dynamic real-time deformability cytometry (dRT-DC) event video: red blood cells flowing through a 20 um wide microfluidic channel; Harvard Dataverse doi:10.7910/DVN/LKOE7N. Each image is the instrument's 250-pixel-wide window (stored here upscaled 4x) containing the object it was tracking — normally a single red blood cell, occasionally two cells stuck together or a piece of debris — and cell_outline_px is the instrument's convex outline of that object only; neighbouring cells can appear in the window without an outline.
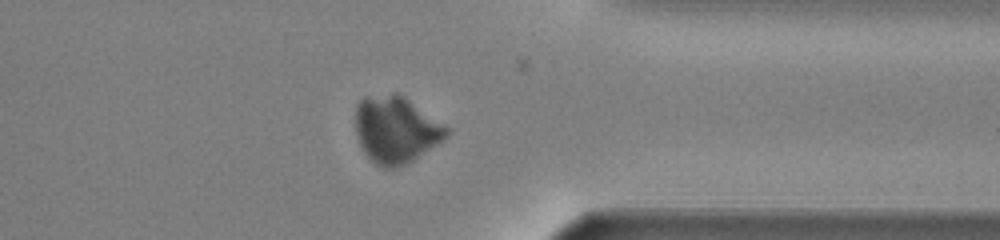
{"species": "common noctule bat (a hibernating species)", "species_latin": "Nyctalus noctula", "temperature_condition": "warm", "stored_images_in_passage": 41, "camera_frame_rate_fps": 3000, "um_per_image_px": 0.085, "animal": {"sex": "male", "body_mass_g": 13.0, "forearm_length_mm": 53.1}, "frame": {"image": 1, "passage_image": 30, "time_ms": 9.667, "image_size_px": [1000, 240], "cell_outline_px": [[448, 136], [444, 140], [408, 164], [396, 168], [384, 168], [376, 164], [364, 152], [360, 144], [356, 132], [356, 104], [364, 96], [396, 92], [404, 96], [448, 128]], "centroid_in_image_um": [33.64, 11.02], "position_along_channel_um": 377.8, "area_um2": 35.49}}
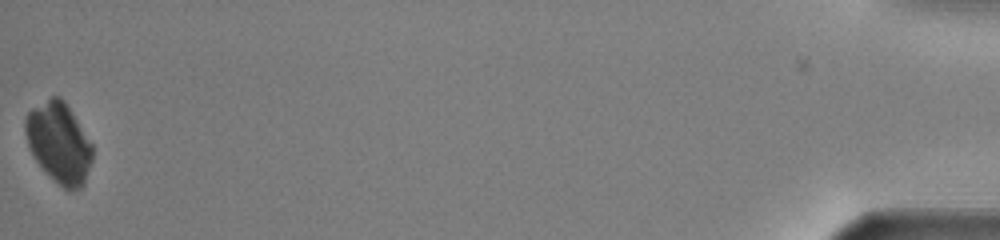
{"frame": {"image": 2, "passage_image": 41, "time_ms": 13.333, "image_size_px": [1000, 240], "cell_outline_px": [[92, 160], [84, 184], [80, 188], [68, 192], [32, 156], [24, 132], [24, 120], [28, 112], [32, 108], [52, 96], [60, 96], [64, 100], [92, 144]], "centroid_in_image_um": [5.0, 12.12], "position_along_channel_um": 430.2, "area_um2": 31.04}}